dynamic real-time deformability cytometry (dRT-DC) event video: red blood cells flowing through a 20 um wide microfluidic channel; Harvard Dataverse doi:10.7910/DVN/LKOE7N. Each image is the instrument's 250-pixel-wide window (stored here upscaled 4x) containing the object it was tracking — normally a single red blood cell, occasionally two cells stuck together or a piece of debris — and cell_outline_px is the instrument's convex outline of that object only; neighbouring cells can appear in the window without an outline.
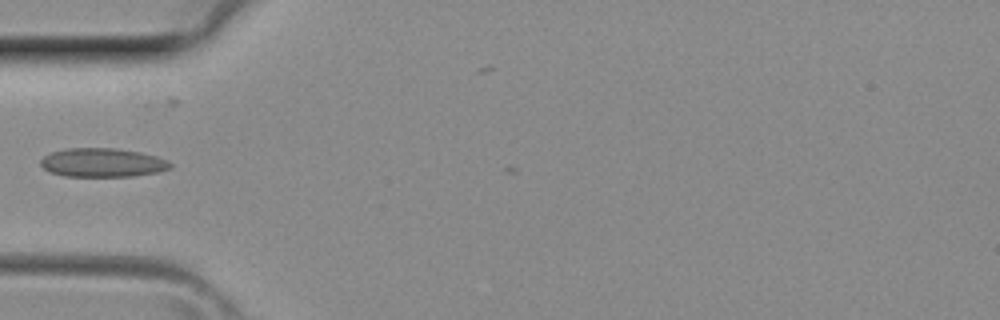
{"species": "common noctule bat (a hibernating species)", "species_latin": "Nyctalus noctula", "temperature_condition": "room temperature", "stored_images_in_passage": 3, "camera_frame_rate_fps": 3000, "um_per_image_px": 0.085, "animal": {"sex": "female", "body_mass_g": 29.2, "forearm_length_mm": 56.3}, "frame": {"image": 1, "passage_image": 1, "time_ms": 0.0, "image_size_px": [1000, 320], "cell_outline_px": [[172, 168], [160, 172], [132, 176], [64, 176], [48, 172], [40, 164], [40, 160], [44, 156], [52, 152], [64, 148], [116, 148], [140, 152], [156, 156], [168, 160], [172, 164]], "centroid_in_image_um": [8.72, 13.82], "position_along_channel_um": 76.3, "area_um2": 21.96}}